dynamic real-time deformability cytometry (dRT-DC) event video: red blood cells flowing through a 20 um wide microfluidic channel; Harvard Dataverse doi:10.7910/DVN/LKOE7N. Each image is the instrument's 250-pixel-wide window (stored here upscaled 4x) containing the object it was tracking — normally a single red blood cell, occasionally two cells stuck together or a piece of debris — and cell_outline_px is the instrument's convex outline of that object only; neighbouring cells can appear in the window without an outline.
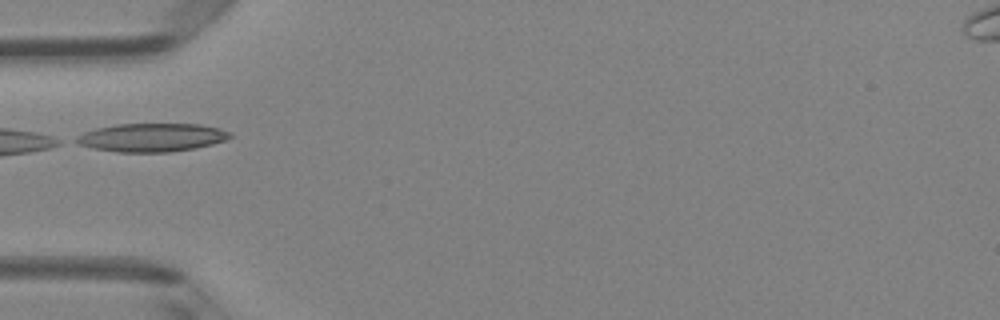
{"species": "Egyptian fruit bat (a non-hibernating species)", "species_latin": "Rousettus aegyptiacus", "temperature_condition": "room temperature", "stored_images_in_passage": 5, "camera_frame_rate_fps": 3000, "um_per_image_px": 0.085, "animal": {"sex": "female"}, "frame": {"image": 1, "passage_image": 5, "time_ms": 4.667, "image_size_px": [1000, 320], "cell_outline_px": [[232, 136], [224, 140], [212, 144], [196, 148], [168, 152], [116, 152], [92, 148], [76, 144], [68, 140], [84, 132], [96, 128], [116, 124], [200, 124], [220, 128], [232, 132]], "centroid_in_image_um": [12.83, 11.68], "position_along_channel_um": 72.2, "area_um2": 25.78}}